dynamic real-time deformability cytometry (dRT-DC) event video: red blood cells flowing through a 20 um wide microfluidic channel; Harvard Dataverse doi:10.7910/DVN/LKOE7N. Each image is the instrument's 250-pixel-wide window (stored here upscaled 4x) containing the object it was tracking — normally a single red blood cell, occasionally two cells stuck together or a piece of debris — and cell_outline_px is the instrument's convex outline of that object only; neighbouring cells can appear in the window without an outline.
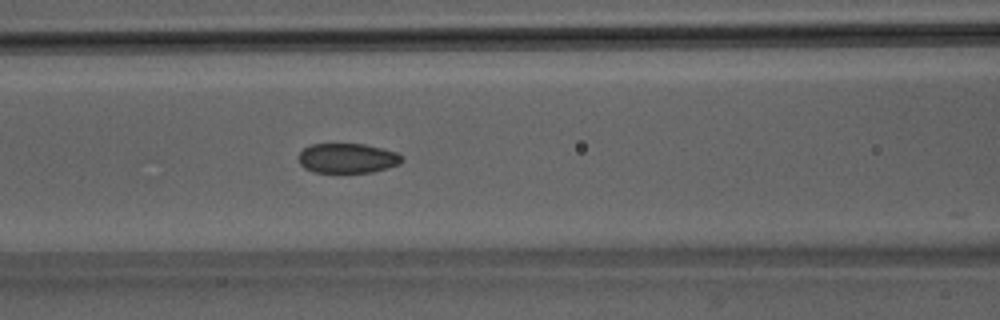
{"species": "Egyptian fruit bat (a non-hibernating species)", "species_latin": "Rousettus aegyptiacus", "temperature_condition": "room temperature", "stored_images_in_passage": 51, "camera_frame_rate_fps": 3000, "um_per_image_px": 0.085, "animal": {"sex": "male"}, "frame": {"image": 1, "passage_image": 22, "time_ms": 7.0, "image_size_px": [1000, 320], "cell_outline_px": [[404, 160], [400, 164], [388, 168], [372, 172], [316, 172], [304, 168], [300, 164], [300, 152], [304, 148], [312, 144], [364, 144], [384, 148], [396, 152], [404, 156]], "centroid_in_image_um": [29.59, 13.44], "position_along_channel_um": 137.0, "area_um2": 17.98}}
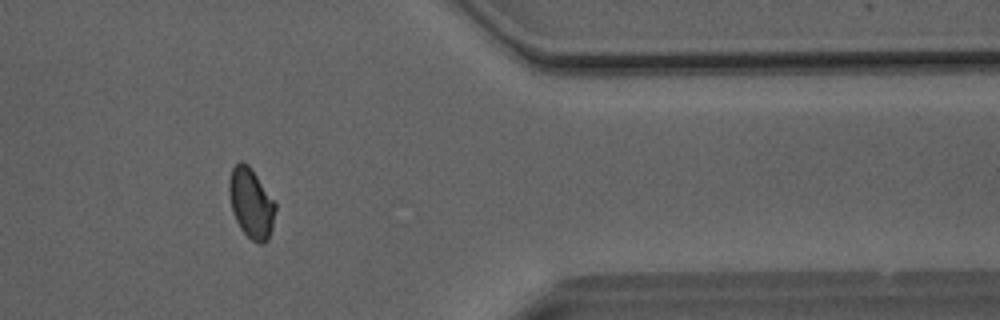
{"frame": {"image": 2, "passage_image": 42, "time_ms": 13.667, "image_size_px": [1000, 320], "cell_outline_px": [[276, 208], [272, 228], [268, 240], [264, 244], [260, 244], [252, 240], [240, 228], [232, 212], [228, 192], [228, 180], [232, 168], [240, 160], [248, 164], [276, 204]], "centroid_in_image_um": [21.33, 17.28], "position_along_channel_um": 390.1, "area_um2": 18.84}}
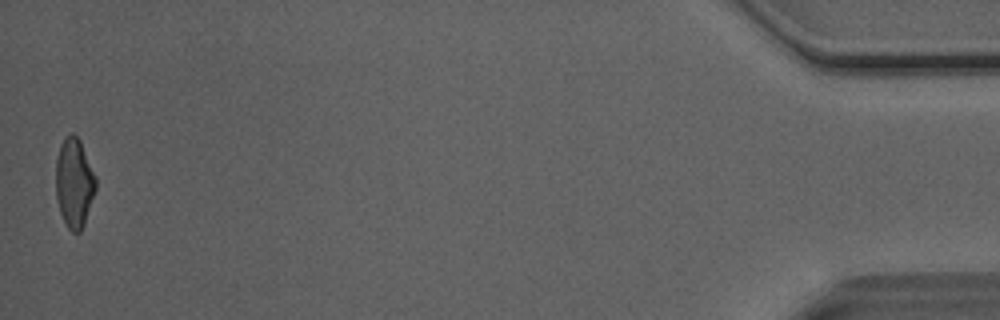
{"frame": {"image": 3, "passage_image": 51, "time_ms": 16.667, "image_size_px": [1000, 320], "cell_outline_px": [[96, 188], [84, 224], [80, 232], [72, 232], [64, 224], [60, 212], [56, 196], [56, 160], [60, 144], [64, 136], [72, 132], [80, 140], [96, 176]], "centroid_in_image_um": [6.3, 15.53], "position_along_channel_um": 428.9, "area_um2": 20.92}, "authors_computed_cell_mechanics": {"area_um2": 19.8832, "velocity_mm_per_s": 4.0906, "shape_relaxation_time_tau1_ms": 6.8589, "shape_relaxation_time_tau2_ms": 1.5093, "deformation_change_tau1": 0.1139, "deformation_change_tau2": 0.0385}}